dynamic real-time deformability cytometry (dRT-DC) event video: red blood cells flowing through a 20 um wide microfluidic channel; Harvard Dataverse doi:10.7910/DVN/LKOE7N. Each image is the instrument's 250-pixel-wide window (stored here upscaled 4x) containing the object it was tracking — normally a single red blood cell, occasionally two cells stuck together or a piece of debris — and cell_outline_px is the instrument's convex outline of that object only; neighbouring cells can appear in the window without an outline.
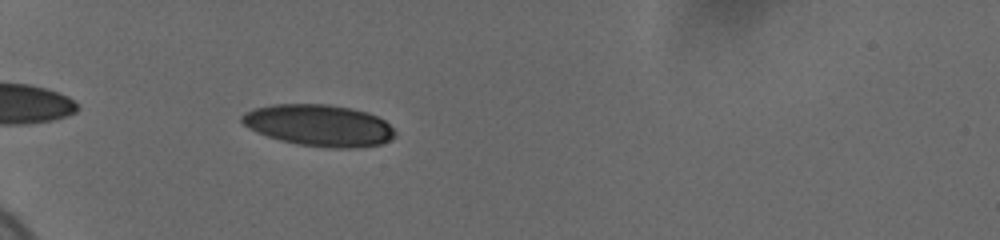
{"species": "human", "species_latin": "Homo sapiens", "temperature_condition": "cold", "stored_images_in_passage": 38, "camera_frame_rate_fps": 3000, "um_per_image_px": 0.085, "donor": {"sex": "female"}, "frame": {"image": 1, "passage_image": 4, "time_ms": 1.0, "image_size_px": [1000, 240], "cell_outline_px": [[396, 136], [380, 144], [352, 148], [328, 148], [300, 144], [280, 140], [256, 132], [248, 128], [240, 120], [240, 116], [244, 112], [252, 108], [272, 104], [328, 104], [352, 108], [368, 112], [384, 120], [396, 132]], "centroid_in_image_um": [27.09, 10.64], "position_along_channel_um": 57.9, "area_um2": 37.22}}
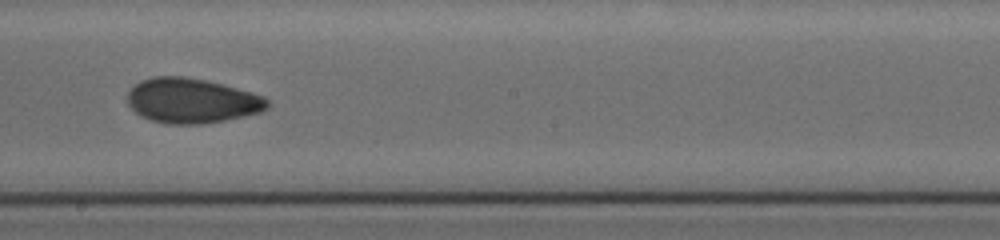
{"frame": {"image": 2, "passage_image": 20, "time_ms": 6.333, "image_size_px": [1000, 240], "cell_outline_px": [[268, 108], [260, 112], [244, 116], [224, 120], [200, 124], [168, 124], [152, 120], [140, 116], [128, 104], [128, 92], [140, 80], [152, 76], [184, 76], [204, 80], [252, 92], [264, 96], [268, 100]], "centroid_in_image_um": [16.29, 8.56], "position_along_channel_um": 231.9, "area_um2": 36.41}}
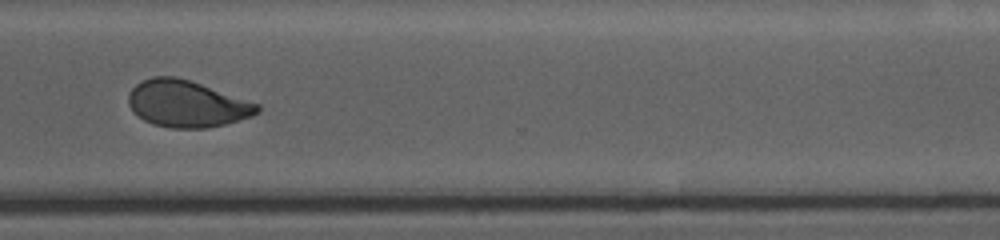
{"frame": {"image": 3, "passage_image": 30, "time_ms": 9.667, "image_size_px": [1000, 240], "cell_outline_px": [[260, 112], [252, 116], [224, 124], [204, 128], [172, 128], [152, 124], [144, 120], [128, 104], [128, 96], [132, 88], [140, 80], [152, 76], [176, 76], [260, 104]], "centroid_in_image_um": [15.87, 8.82], "position_along_channel_um": 354.7, "area_um2": 34.8}, "authors_computed_cell_mechanics": {"area_um2": 36.1828, "velocity_mm_per_s": 3.6933, "shape_relaxation_time_tau1_ms": 9.7874, "shape_relaxation_time_tau2_ms": 2.2382, "deformation_change_tau1": 0.1969, "deformation_change_tau2": 0.0665}}